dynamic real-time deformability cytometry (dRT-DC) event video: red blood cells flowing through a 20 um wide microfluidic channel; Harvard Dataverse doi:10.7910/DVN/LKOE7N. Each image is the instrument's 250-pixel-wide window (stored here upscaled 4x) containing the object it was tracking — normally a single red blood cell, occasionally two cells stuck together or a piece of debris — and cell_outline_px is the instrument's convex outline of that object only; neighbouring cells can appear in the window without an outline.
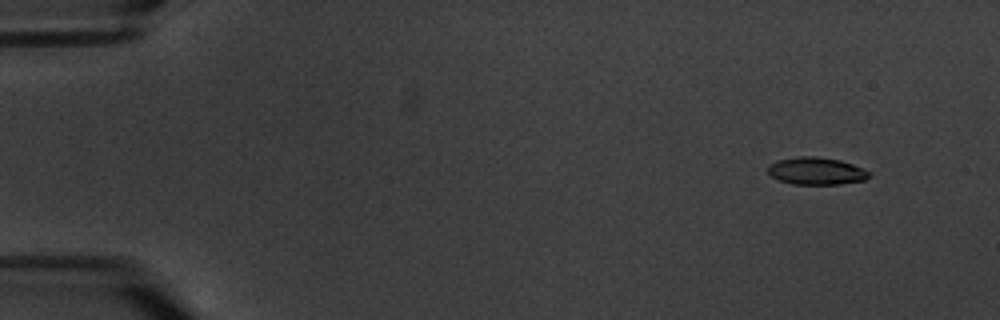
{"species": "common noctule bat (a hibernating species)", "species_latin": "Nyctalus noctula", "temperature_condition": "warm", "stored_images_in_passage": 5, "camera_frame_rate_fps": 3000, "um_per_image_px": 0.085, "animal": {"sex": "male", "body_mass_g": 20.1, "forearm_length_mm": 53.5}, "frame": {"image": 1, "passage_image": 2, "time_ms": 1.333, "image_size_px": [1000, 320], "cell_outline_px": [[872, 172], [864, 180], [840, 184], [792, 184], [780, 180], [772, 176], [768, 172], [768, 164], [780, 160], [800, 156], [816, 156], [840, 160], [864, 168]], "centroid_in_image_um": [69.41, 14.53], "position_along_channel_um": 15.6, "area_um2": 16.07}}
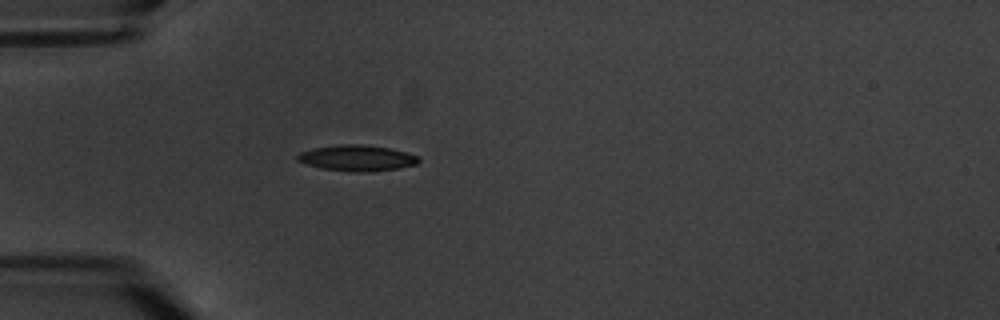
{"frame": {"image": 2, "passage_image": 5, "time_ms": 5.667, "image_size_px": [1000, 320], "cell_outline_px": [[420, 160], [416, 164], [396, 168], [372, 172], [356, 172], [320, 168], [304, 164], [296, 160], [296, 156], [300, 152], [312, 148], [340, 144], [360, 144], [388, 148], [404, 152], [416, 156]], "centroid_in_image_um": [30.26, 13.43], "position_along_channel_um": 54.7, "area_um2": 18.21}}